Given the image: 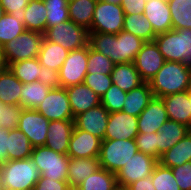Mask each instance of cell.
Instances as JSON below:
<instances>
[{
    "label": "cell",
    "instance_id": "cell-1",
    "mask_svg": "<svg viewBox=\"0 0 191 190\" xmlns=\"http://www.w3.org/2000/svg\"><path fill=\"white\" fill-rule=\"evenodd\" d=\"M144 43L141 38L124 30L118 34L89 32V45L109 57L114 64L132 63Z\"/></svg>",
    "mask_w": 191,
    "mask_h": 190
},
{
    "label": "cell",
    "instance_id": "cell-2",
    "mask_svg": "<svg viewBox=\"0 0 191 190\" xmlns=\"http://www.w3.org/2000/svg\"><path fill=\"white\" fill-rule=\"evenodd\" d=\"M190 68L182 62L165 61L158 73L148 81L153 96L164 97L187 91Z\"/></svg>",
    "mask_w": 191,
    "mask_h": 190
},
{
    "label": "cell",
    "instance_id": "cell-3",
    "mask_svg": "<svg viewBox=\"0 0 191 190\" xmlns=\"http://www.w3.org/2000/svg\"><path fill=\"white\" fill-rule=\"evenodd\" d=\"M0 170L4 190H33L41 176L31 158L6 161Z\"/></svg>",
    "mask_w": 191,
    "mask_h": 190
},
{
    "label": "cell",
    "instance_id": "cell-4",
    "mask_svg": "<svg viewBox=\"0 0 191 190\" xmlns=\"http://www.w3.org/2000/svg\"><path fill=\"white\" fill-rule=\"evenodd\" d=\"M154 42L165 61L182 62L191 68V29H171L158 34Z\"/></svg>",
    "mask_w": 191,
    "mask_h": 190
},
{
    "label": "cell",
    "instance_id": "cell-5",
    "mask_svg": "<svg viewBox=\"0 0 191 190\" xmlns=\"http://www.w3.org/2000/svg\"><path fill=\"white\" fill-rule=\"evenodd\" d=\"M137 152L135 139H104L98 157L100 167L116 174Z\"/></svg>",
    "mask_w": 191,
    "mask_h": 190
},
{
    "label": "cell",
    "instance_id": "cell-6",
    "mask_svg": "<svg viewBox=\"0 0 191 190\" xmlns=\"http://www.w3.org/2000/svg\"><path fill=\"white\" fill-rule=\"evenodd\" d=\"M30 158L38 166L41 177L67 181L69 161L67 154L57 153L46 146H38L32 149Z\"/></svg>",
    "mask_w": 191,
    "mask_h": 190
},
{
    "label": "cell",
    "instance_id": "cell-7",
    "mask_svg": "<svg viewBox=\"0 0 191 190\" xmlns=\"http://www.w3.org/2000/svg\"><path fill=\"white\" fill-rule=\"evenodd\" d=\"M44 34L36 31L25 30L20 36L14 38L2 47L5 63L38 58Z\"/></svg>",
    "mask_w": 191,
    "mask_h": 190
},
{
    "label": "cell",
    "instance_id": "cell-8",
    "mask_svg": "<svg viewBox=\"0 0 191 190\" xmlns=\"http://www.w3.org/2000/svg\"><path fill=\"white\" fill-rule=\"evenodd\" d=\"M44 38L72 51L89 44V30L68 20L46 29Z\"/></svg>",
    "mask_w": 191,
    "mask_h": 190
},
{
    "label": "cell",
    "instance_id": "cell-9",
    "mask_svg": "<svg viewBox=\"0 0 191 190\" xmlns=\"http://www.w3.org/2000/svg\"><path fill=\"white\" fill-rule=\"evenodd\" d=\"M122 5L97 0L89 32L118 34L123 30Z\"/></svg>",
    "mask_w": 191,
    "mask_h": 190
},
{
    "label": "cell",
    "instance_id": "cell-10",
    "mask_svg": "<svg viewBox=\"0 0 191 190\" xmlns=\"http://www.w3.org/2000/svg\"><path fill=\"white\" fill-rule=\"evenodd\" d=\"M158 163L157 159L138 151L115 174L118 187L126 189L130 184L150 177Z\"/></svg>",
    "mask_w": 191,
    "mask_h": 190
},
{
    "label": "cell",
    "instance_id": "cell-11",
    "mask_svg": "<svg viewBox=\"0 0 191 190\" xmlns=\"http://www.w3.org/2000/svg\"><path fill=\"white\" fill-rule=\"evenodd\" d=\"M88 45L69 51L59 70L62 88L81 84L87 74Z\"/></svg>",
    "mask_w": 191,
    "mask_h": 190
},
{
    "label": "cell",
    "instance_id": "cell-12",
    "mask_svg": "<svg viewBox=\"0 0 191 190\" xmlns=\"http://www.w3.org/2000/svg\"><path fill=\"white\" fill-rule=\"evenodd\" d=\"M35 110L49 121L74 120L66 88H51Z\"/></svg>",
    "mask_w": 191,
    "mask_h": 190
},
{
    "label": "cell",
    "instance_id": "cell-13",
    "mask_svg": "<svg viewBox=\"0 0 191 190\" xmlns=\"http://www.w3.org/2000/svg\"><path fill=\"white\" fill-rule=\"evenodd\" d=\"M49 120L35 109H23L17 128L29 139L31 146H45Z\"/></svg>",
    "mask_w": 191,
    "mask_h": 190
},
{
    "label": "cell",
    "instance_id": "cell-14",
    "mask_svg": "<svg viewBox=\"0 0 191 190\" xmlns=\"http://www.w3.org/2000/svg\"><path fill=\"white\" fill-rule=\"evenodd\" d=\"M133 63L141 78L145 82H148L161 69L165 63V59L159 52L157 44L152 41L145 42L142 45L141 50L137 53Z\"/></svg>",
    "mask_w": 191,
    "mask_h": 190
},
{
    "label": "cell",
    "instance_id": "cell-15",
    "mask_svg": "<svg viewBox=\"0 0 191 190\" xmlns=\"http://www.w3.org/2000/svg\"><path fill=\"white\" fill-rule=\"evenodd\" d=\"M102 140L74 126L68 153L69 158L99 157Z\"/></svg>",
    "mask_w": 191,
    "mask_h": 190
},
{
    "label": "cell",
    "instance_id": "cell-16",
    "mask_svg": "<svg viewBox=\"0 0 191 190\" xmlns=\"http://www.w3.org/2000/svg\"><path fill=\"white\" fill-rule=\"evenodd\" d=\"M109 114L102 104L97 105L75 116L74 126L104 140Z\"/></svg>",
    "mask_w": 191,
    "mask_h": 190
},
{
    "label": "cell",
    "instance_id": "cell-17",
    "mask_svg": "<svg viewBox=\"0 0 191 190\" xmlns=\"http://www.w3.org/2000/svg\"><path fill=\"white\" fill-rule=\"evenodd\" d=\"M138 117L122 111L109 114L104 139H135L138 132Z\"/></svg>",
    "mask_w": 191,
    "mask_h": 190
},
{
    "label": "cell",
    "instance_id": "cell-18",
    "mask_svg": "<svg viewBox=\"0 0 191 190\" xmlns=\"http://www.w3.org/2000/svg\"><path fill=\"white\" fill-rule=\"evenodd\" d=\"M167 120L169 119L163 99L154 96L138 116V132L156 133Z\"/></svg>",
    "mask_w": 191,
    "mask_h": 190
},
{
    "label": "cell",
    "instance_id": "cell-19",
    "mask_svg": "<svg viewBox=\"0 0 191 190\" xmlns=\"http://www.w3.org/2000/svg\"><path fill=\"white\" fill-rule=\"evenodd\" d=\"M74 120H54L48 125L45 146L60 154H67Z\"/></svg>",
    "mask_w": 191,
    "mask_h": 190
},
{
    "label": "cell",
    "instance_id": "cell-20",
    "mask_svg": "<svg viewBox=\"0 0 191 190\" xmlns=\"http://www.w3.org/2000/svg\"><path fill=\"white\" fill-rule=\"evenodd\" d=\"M152 24L156 35L172 29L168 0H147L143 14Z\"/></svg>",
    "mask_w": 191,
    "mask_h": 190
},
{
    "label": "cell",
    "instance_id": "cell-21",
    "mask_svg": "<svg viewBox=\"0 0 191 190\" xmlns=\"http://www.w3.org/2000/svg\"><path fill=\"white\" fill-rule=\"evenodd\" d=\"M73 118L101 104V98L84 83L66 88Z\"/></svg>",
    "mask_w": 191,
    "mask_h": 190
},
{
    "label": "cell",
    "instance_id": "cell-22",
    "mask_svg": "<svg viewBox=\"0 0 191 190\" xmlns=\"http://www.w3.org/2000/svg\"><path fill=\"white\" fill-rule=\"evenodd\" d=\"M169 120L182 123L191 129V107L187 91L162 97Z\"/></svg>",
    "mask_w": 191,
    "mask_h": 190
},
{
    "label": "cell",
    "instance_id": "cell-23",
    "mask_svg": "<svg viewBox=\"0 0 191 190\" xmlns=\"http://www.w3.org/2000/svg\"><path fill=\"white\" fill-rule=\"evenodd\" d=\"M190 128L186 125L167 120L158 130V161L162 154L178 143Z\"/></svg>",
    "mask_w": 191,
    "mask_h": 190
},
{
    "label": "cell",
    "instance_id": "cell-24",
    "mask_svg": "<svg viewBox=\"0 0 191 190\" xmlns=\"http://www.w3.org/2000/svg\"><path fill=\"white\" fill-rule=\"evenodd\" d=\"M100 168L99 158H69L68 177L69 186H79L87 177Z\"/></svg>",
    "mask_w": 191,
    "mask_h": 190
},
{
    "label": "cell",
    "instance_id": "cell-25",
    "mask_svg": "<svg viewBox=\"0 0 191 190\" xmlns=\"http://www.w3.org/2000/svg\"><path fill=\"white\" fill-rule=\"evenodd\" d=\"M112 84L117 85L121 90L130 92L145 81L139 75L134 63H121L115 64L113 71L111 72Z\"/></svg>",
    "mask_w": 191,
    "mask_h": 190
},
{
    "label": "cell",
    "instance_id": "cell-26",
    "mask_svg": "<svg viewBox=\"0 0 191 190\" xmlns=\"http://www.w3.org/2000/svg\"><path fill=\"white\" fill-rule=\"evenodd\" d=\"M191 161V133L188 132L178 143L161 155L159 163L173 168Z\"/></svg>",
    "mask_w": 191,
    "mask_h": 190
},
{
    "label": "cell",
    "instance_id": "cell-27",
    "mask_svg": "<svg viewBox=\"0 0 191 190\" xmlns=\"http://www.w3.org/2000/svg\"><path fill=\"white\" fill-rule=\"evenodd\" d=\"M153 93L148 82L127 92L122 112L139 116L153 98Z\"/></svg>",
    "mask_w": 191,
    "mask_h": 190
},
{
    "label": "cell",
    "instance_id": "cell-28",
    "mask_svg": "<svg viewBox=\"0 0 191 190\" xmlns=\"http://www.w3.org/2000/svg\"><path fill=\"white\" fill-rule=\"evenodd\" d=\"M22 87L8 67L0 73V100L4 105H20Z\"/></svg>",
    "mask_w": 191,
    "mask_h": 190
},
{
    "label": "cell",
    "instance_id": "cell-29",
    "mask_svg": "<svg viewBox=\"0 0 191 190\" xmlns=\"http://www.w3.org/2000/svg\"><path fill=\"white\" fill-rule=\"evenodd\" d=\"M33 147L28 137L18 128L7 134V161L30 158Z\"/></svg>",
    "mask_w": 191,
    "mask_h": 190
},
{
    "label": "cell",
    "instance_id": "cell-30",
    "mask_svg": "<svg viewBox=\"0 0 191 190\" xmlns=\"http://www.w3.org/2000/svg\"><path fill=\"white\" fill-rule=\"evenodd\" d=\"M69 51L63 46L44 38L38 55L40 65L59 72Z\"/></svg>",
    "mask_w": 191,
    "mask_h": 190
},
{
    "label": "cell",
    "instance_id": "cell-31",
    "mask_svg": "<svg viewBox=\"0 0 191 190\" xmlns=\"http://www.w3.org/2000/svg\"><path fill=\"white\" fill-rule=\"evenodd\" d=\"M47 10L43 0H29L24 11V26L26 30L42 34L46 31Z\"/></svg>",
    "mask_w": 191,
    "mask_h": 190
},
{
    "label": "cell",
    "instance_id": "cell-32",
    "mask_svg": "<svg viewBox=\"0 0 191 190\" xmlns=\"http://www.w3.org/2000/svg\"><path fill=\"white\" fill-rule=\"evenodd\" d=\"M123 30L134 34L145 42H152L157 36L152 24L143 14H125Z\"/></svg>",
    "mask_w": 191,
    "mask_h": 190
},
{
    "label": "cell",
    "instance_id": "cell-33",
    "mask_svg": "<svg viewBox=\"0 0 191 190\" xmlns=\"http://www.w3.org/2000/svg\"><path fill=\"white\" fill-rule=\"evenodd\" d=\"M96 3L97 0L68 1L70 20L90 30Z\"/></svg>",
    "mask_w": 191,
    "mask_h": 190
},
{
    "label": "cell",
    "instance_id": "cell-34",
    "mask_svg": "<svg viewBox=\"0 0 191 190\" xmlns=\"http://www.w3.org/2000/svg\"><path fill=\"white\" fill-rule=\"evenodd\" d=\"M50 87L39 81L23 84L20 105L24 109H36L44 101Z\"/></svg>",
    "mask_w": 191,
    "mask_h": 190
},
{
    "label": "cell",
    "instance_id": "cell-35",
    "mask_svg": "<svg viewBox=\"0 0 191 190\" xmlns=\"http://www.w3.org/2000/svg\"><path fill=\"white\" fill-rule=\"evenodd\" d=\"M81 190H116L118 188L115 173L99 168L80 185Z\"/></svg>",
    "mask_w": 191,
    "mask_h": 190
},
{
    "label": "cell",
    "instance_id": "cell-36",
    "mask_svg": "<svg viewBox=\"0 0 191 190\" xmlns=\"http://www.w3.org/2000/svg\"><path fill=\"white\" fill-rule=\"evenodd\" d=\"M172 29H191V0H168Z\"/></svg>",
    "mask_w": 191,
    "mask_h": 190
},
{
    "label": "cell",
    "instance_id": "cell-37",
    "mask_svg": "<svg viewBox=\"0 0 191 190\" xmlns=\"http://www.w3.org/2000/svg\"><path fill=\"white\" fill-rule=\"evenodd\" d=\"M13 75L23 84L38 81L41 65L38 58H31L11 63L7 66Z\"/></svg>",
    "mask_w": 191,
    "mask_h": 190
},
{
    "label": "cell",
    "instance_id": "cell-38",
    "mask_svg": "<svg viewBox=\"0 0 191 190\" xmlns=\"http://www.w3.org/2000/svg\"><path fill=\"white\" fill-rule=\"evenodd\" d=\"M46 10V29L70 20L68 0H43Z\"/></svg>",
    "mask_w": 191,
    "mask_h": 190
},
{
    "label": "cell",
    "instance_id": "cell-39",
    "mask_svg": "<svg viewBox=\"0 0 191 190\" xmlns=\"http://www.w3.org/2000/svg\"><path fill=\"white\" fill-rule=\"evenodd\" d=\"M26 30L24 24L11 14H4L0 19V48Z\"/></svg>",
    "mask_w": 191,
    "mask_h": 190
},
{
    "label": "cell",
    "instance_id": "cell-40",
    "mask_svg": "<svg viewBox=\"0 0 191 190\" xmlns=\"http://www.w3.org/2000/svg\"><path fill=\"white\" fill-rule=\"evenodd\" d=\"M115 64L109 57L94 50L88 44L87 73L111 75Z\"/></svg>",
    "mask_w": 191,
    "mask_h": 190
},
{
    "label": "cell",
    "instance_id": "cell-41",
    "mask_svg": "<svg viewBox=\"0 0 191 190\" xmlns=\"http://www.w3.org/2000/svg\"><path fill=\"white\" fill-rule=\"evenodd\" d=\"M155 190H180L171 168L158 163L151 174Z\"/></svg>",
    "mask_w": 191,
    "mask_h": 190
},
{
    "label": "cell",
    "instance_id": "cell-42",
    "mask_svg": "<svg viewBox=\"0 0 191 190\" xmlns=\"http://www.w3.org/2000/svg\"><path fill=\"white\" fill-rule=\"evenodd\" d=\"M126 94L127 92L121 90L117 85L112 84L106 93L100 97L101 104L109 113L122 111Z\"/></svg>",
    "mask_w": 191,
    "mask_h": 190
},
{
    "label": "cell",
    "instance_id": "cell-43",
    "mask_svg": "<svg viewBox=\"0 0 191 190\" xmlns=\"http://www.w3.org/2000/svg\"><path fill=\"white\" fill-rule=\"evenodd\" d=\"M135 140L139 152L158 160V132L138 133Z\"/></svg>",
    "mask_w": 191,
    "mask_h": 190
},
{
    "label": "cell",
    "instance_id": "cell-44",
    "mask_svg": "<svg viewBox=\"0 0 191 190\" xmlns=\"http://www.w3.org/2000/svg\"><path fill=\"white\" fill-rule=\"evenodd\" d=\"M83 83L101 97L112 85V80L111 75L87 73Z\"/></svg>",
    "mask_w": 191,
    "mask_h": 190
},
{
    "label": "cell",
    "instance_id": "cell-45",
    "mask_svg": "<svg viewBox=\"0 0 191 190\" xmlns=\"http://www.w3.org/2000/svg\"><path fill=\"white\" fill-rule=\"evenodd\" d=\"M21 105H4L2 107V118H0V128L8 130L16 129L20 116L23 112Z\"/></svg>",
    "mask_w": 191,
    "mask_h": 190
},
{
    "label": "cell",
    "instance_id": "cell-46",
    "mask_svg": "<svg viewBox=\"0 0 191 190\" xmlns=\"http://www.w3.org/2000/svg\"><path fill=\"white\" fill-rule=\"evenodd\" d=\"M171 169L180 190H191V161Z\"/></svg>",
    "mask_w": 191,
    "mask_h": 190
},
{
    "label": "cell",
    "instance_id": "cell-47",
    "mask_svg": "<svg viewBox=\"0 0 191 190\" xmlns=\"http://www.w3.org/2000/svg\"><path fill=\"white\" fill-rule=\"evenodd\" d=\"M29 0H0L6 14H11L16 19L24 23V11Z\"/></svg>",
    "mask_w": 191,
    "mask_h": 190
},
{
    "label": "cell",
    "instance_id": "cell-48",
    "mask_svg": "<svg viewBox=\"0 0 191 190\" xmlns=\"http://www.w3.org/2000/svg\"><path fill=\"white\" fill-rule=\"evenodd\" d=\"M39 72H40L38 76L39 82L49 86L50 88L61 87L60 76L58 71L52 70L51 68H47L41 65V70Z\"/></svg>",
    "mask_w": 191,
    "mask_h": 190
},
{
    "label": "cell",
    "instance_id": "cell-49",
    "mask_svg": "<svg viewBox=\"0 0 191 190\" xmlns=\"http://www.w3.org/2000/svg\"><path fill=\"white\" fill-rule=\"evenodd\" d=\"M68 187L67 181L50 180L47 177L40 176L33 190H67Z\"/></svg>",
    "mask_w": 191,
    "mask_h": 190
},
{
    "label": "cell",
    "instance_id": "cell-50",
    "mask_svg": "<svg viewBox=\"0 0 191 190\" xmlns=\"http://www.w3.org/2000/svg\"><path fill=\"white\" fill-rule=\"evenodd\" d=\"M147 0H122L121 5L124 14H144Z\"/></svg>",
    "mask_w": 191,
    "mask_h": 190
},
{
    "label": "cell",
    "instance_id": "cell-51",
    "mask_svg": "<svg viewBox=\"0 0 191 190\" xmlns=\"http://www.w3.org/2000/svg\"><path fill=\"white\" fill-rule=\"evenodd\" d=\"M125 190H155L151 176L130 184Z\"/></svg>",
    "mask_w": 191,
    "mask_h": 190
},
{
    "label": "cell",
    "instance_id": "cell-52",
    "mask_svg": "<svg viewBox=\"0 0 191 190\" xmlns=\"http://www.w3.org/2000/svg\"><path fill=\"white\" fill-rule=\"evenodd\" d=\"M8 129L0 128V164L7 161V134Z\"/></svg>",
    "mask_w": 191,
    "mask_h": 190
},
{
    "label": "cell",
    "instance_id": "cell-53",
    "mask_svg": "<svg viewBox=\"0 0 191 190\" xmlns=\"http://www.w3.org/2000/svg\"><path fill=\"white\" fill-rule=\"evenodd\" d=\"M7 67L5 59L2 53V48H0V73Z\"/></svg>",
    "mask_w": 191,
    "mask_h": 190
},
{
    "label": "cell",
    "instance_id": "cell-54",
    "mask_svg": "<svg viewBox=\"0 0 191 190\" xmlns=\"http://www.w3.org/2000/svg\"><path fill=\"white\" fill-rule=\"evenodd\" d=\"M102 1H105L107 3H114V4H119L121 5V1L122 0H102Z\"/></svg>",
    "mask_w": 191,
    "mask_h": 190
},
{
    "label": "cell",
    "instance_id": "cell-55",
    "mask_svg": "<svg viewBox=\"0 0 191 190\" xmlns=\"http://www.w3.org/2000/svg\"><path fill=\"white\" fill-rule=\"evenodd\" d=\"M188 93H191V68H190V77H189V81H188V89H187Z\"/></svg>",
    "mask_w": 191,
    "mask_h": 190
},
{
    "label": "cell",
    "instance_id": "cell-56",
    "mask_svg": "<svg viewBox=\"0 0 191 190\" xmlns=\"http://www.w3.org/2000/svg\"><path fill=\"white\" fill-rule=\"evenodd\" d=\"M0 190H4L3 182H2V175L0 170Z\"/></svg>",
    "mask_w": 191,
    "mask_h": 190
},
{
    "label": "cell",
    "instance_id": "cell-57",
    "mask_svg": "<svg viewBox=\"0 0 191 190\" xmlns=\"http://www.w3.org/2000/svg\"><path fill=\"white\" fill-rule=\"evenodd\" d=\"M67 190H81L79 186H69Z\"/></svg>",
    "mask_w": 191,
    "mask_h": 190
},
{
    "label": "cell",
    "instance_id": "cell-58",
    "mask_svg": "<svg viewBox=\"0 0 191 190\" xmlns=\"http://www.w3.org/2000/svg\"><path fill=\"white\" fill-rule=\"evenodd\" d=\"M5 14L4 8L2 7V5L0 4V19L1 17Z\"/></svg>",
    "mask_w": 191,
    "mask_h": 190
},
{
    "label": "cell",
    "instance_id": "cell-59",
    "mask_svg": "<svg viewBox=\"0 0 191 190\" xmlns=\"http://www.w3.org/2000/svg\"><path fill=\"white\" fill-rule=\"evenodd\" d=\"M3 106H4V104L0 100V118H2V107Z\"/></svg>",
    "mask_w": 191,
    "mask_h": 190
},
{
    "label": "cell",
    "instance_id": "cell-60",
    "mask_svg": "<svg viewBox=\"0 0 191 190\" xmlns=\"http://www.w3.org/2000/svg\"><path fill=\"white\" fill-rule=\"evenodd\" d=\"M189 101H190V107H191V93H189Z\"/></svg>",
    "mask_w": 191,
    "mask_h": 190
}]
</instances>
